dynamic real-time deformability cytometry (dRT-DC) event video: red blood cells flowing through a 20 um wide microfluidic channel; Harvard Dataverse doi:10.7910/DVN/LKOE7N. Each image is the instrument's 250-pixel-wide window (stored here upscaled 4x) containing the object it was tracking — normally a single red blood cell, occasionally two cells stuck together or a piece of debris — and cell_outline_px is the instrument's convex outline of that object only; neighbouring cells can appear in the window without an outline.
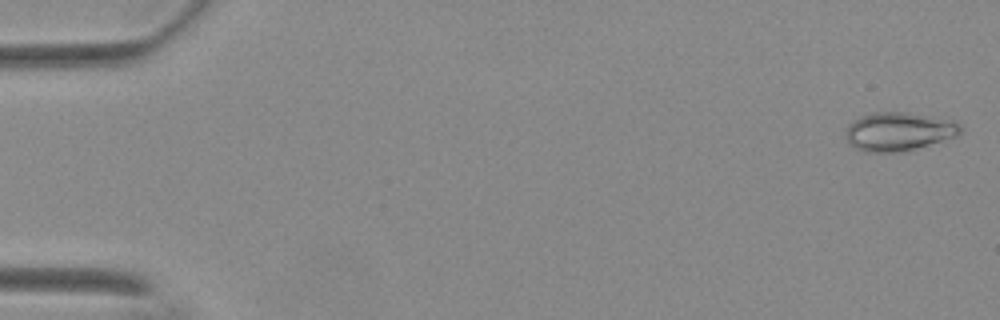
{"species": "Egyptian fruit bat (a non-hibernating species)", "species_latin": "Rousettus aegyptiacus", "temperature_condition": "warm", "stored_images_in_passage": 56, "camera_frame_rate_fps": 3000, "um_per_image_px": 0.085, "animal": {"sex": "female"}, "frame": {"image": 1, "passage_image": 2, "time_ms": 0.333, "image_size_px": [1000, 320], "cell_outline_px": [[964, 128], [960, 132], [952, 136], [908, 152], [864, 152], [848, 144], [848, 124], [860, 116], [876, 112], [904, 112], [928, 116], [960, 124]], "centroid_in_image_um": [76.34, 11.2], "position_along_channel_um": 8.7, "area_um2": 25.32}}
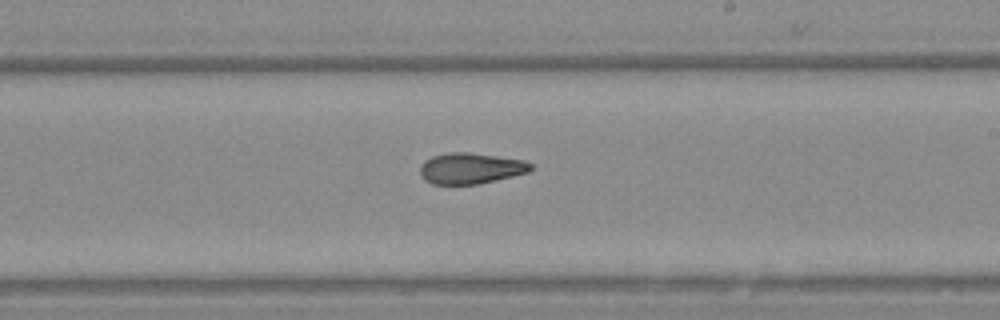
{"frame": {"image": 2, "passage_image": 34, "time_ms": 11.0, "image_size_px": [1000, 320], "cell_outline_px": [[532, 168], [528, 172], [496, 180], [476, 184], [432, 184], [424, 180], [420, 172], [420, 168], [424, 160], [432, 156], [448, 152], [468, 152], [524, 160], [532, 164]], "centroid_in_image_um": [39.98, 14.3], "position_along_channel_um": 249.0, "area_um2": 19.88}}
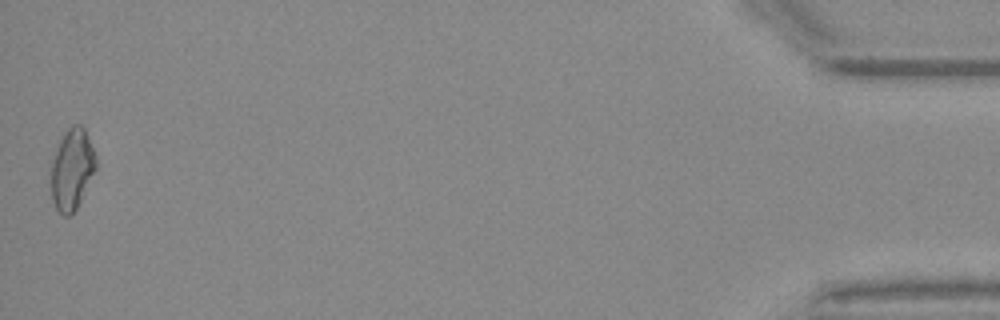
{"frame": {"image": 3, "passage_image": 56, "time_ms": 18.333, "image_size_px": [1000, 320], "cell_outline_px": [[96, 168], [76, 208], [68, 216], [64, 216], [56, 208], [52, 200], [52, 164], [60, 140], [64, 132], [72, 124], [80, 124], [84, 128], [96, 156]], "centroid_in_image_um": [6.13, 14.36], "position_along_channel_um": 429.1, "area_um2": 20.58}, "authors_computed_cell_mechanics": {"area_um2": 20.4901, "velocity_mm_per_s": 3.7043, "shape_relaxation_time_tau1_ms": null, "shape_relaxation_time_tau2_ms": 3.4088, "deformation_change_tau1": null, "deformation_change_tau2": 0.1174}}